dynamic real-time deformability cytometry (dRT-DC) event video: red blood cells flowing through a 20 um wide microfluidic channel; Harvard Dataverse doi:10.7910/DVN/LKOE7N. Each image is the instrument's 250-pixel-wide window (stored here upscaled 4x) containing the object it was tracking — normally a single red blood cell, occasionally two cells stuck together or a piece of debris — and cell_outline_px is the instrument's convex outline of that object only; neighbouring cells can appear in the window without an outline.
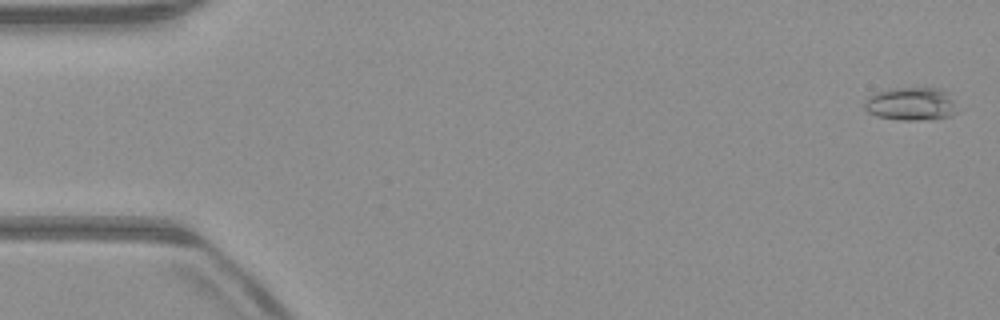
{"species": "common noctule bat (a hibernating species)", "species_latin": "Nyctalus noctula", "temperature_condition": "warm", "stored_images_in_passage": 13, "camera_frame_rate_fps": 3000, "um_per_image_px": 0.085, "animal": {"sex": "male", "body_mass_g": 23.1, "forearm_length_mm": 52.7}, "frame": {"image": 1, "passage_image": 1, "time_ms": 0.0, "image_size_px": [1000, 320], "cell_outline_px": [[964, 108], [952, 116], [932, 120], [900, 120], [876, 116], [868, 112], [864, 108], [864, 100], [868, 96], [876, 92], [892, 88], [940, 88]], "centroid_in_image_um": [77.52, 8.85], "position_along_channel_um": 7.5, "area_um2": 18.55}}